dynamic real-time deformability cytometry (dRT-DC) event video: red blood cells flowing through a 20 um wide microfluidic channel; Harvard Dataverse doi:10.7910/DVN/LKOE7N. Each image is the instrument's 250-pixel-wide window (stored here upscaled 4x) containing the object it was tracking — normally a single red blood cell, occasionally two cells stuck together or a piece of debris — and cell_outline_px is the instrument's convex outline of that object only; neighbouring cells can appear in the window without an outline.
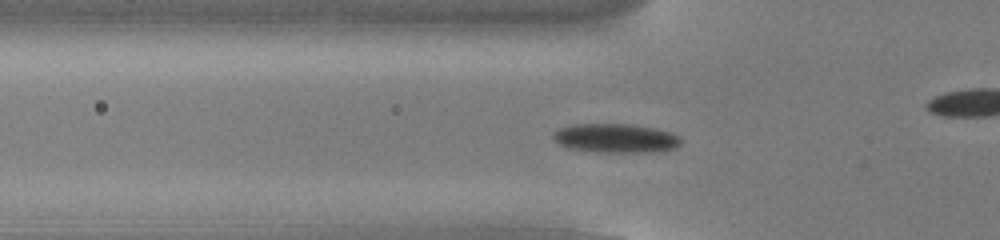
{"species": "common noctule bat (a hibernating species)", "species_latin": "Nyctalus noctula", "temperature_condition": "cold", "stored_images_in_passage": 45, "camera_frame_rate_fps": 3000, "um_per_image_px": 0.085, "animal": {"sex": "male", "body_mass_g": 13.0, "forearm_length_mm": 53.1}, "frame": {"image": 1, "passage_image": 19, "time_ms": 6.0, "image_size_px": [1000, 240], "cell_outline_px": [[680, 144], [676, 148], [652, 152], [596, 152], [568, 148], [560, 144], [552, 136], [552, 132], [560, 128], [572, 124], [628, 124], [656, 128], [672, 132], [680, 136]], "centroid_in_image_um": [52.34, 11.74], "position_along_channel_um": 73.5, "area_um2": 21.73}}
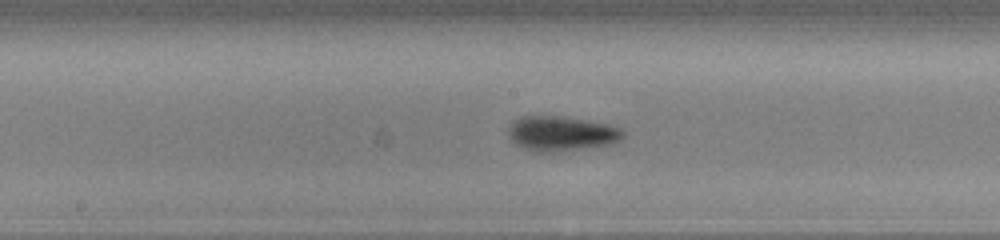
{"frame": {"image": 2, "passage_image": 29, "time_ms": 9.333, "image_size_px": [1000, 240], "cell_outline_px": [[624, 136], [620, 140], [612, 144], [560, 152], [532, 152], [516, 144], [512, 140], [508, 132], [508, 128], [512, 120], [520, 116], [560, 116], [608, 124], [620, 128], [624, 132]], "centroid_in_image_um": [47.69, 11.36], "position_along_channel_um": 200.5, "area_um2": 23.47}}
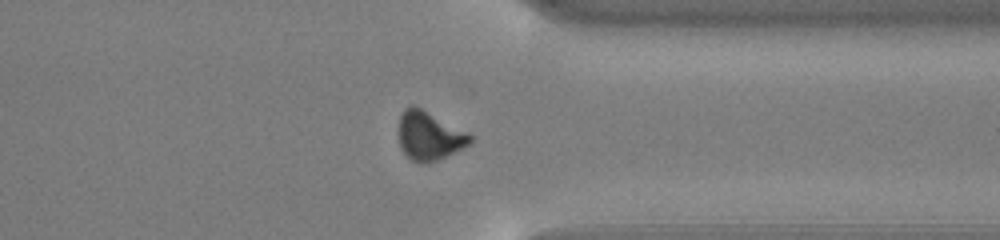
{"frame": {"image": 3, "passage_image": 43, "time_ms": 14.0, "image_size_px": [1000, 240], "cell_outline_px": [[472, 140], [468, 144], [436, 160], [424, 164], [420, 164], [408, 160], [400, 148], [396, 132], [400, 116], [404, 108], [412, 104], [420, 108], [472, 136]], "centroid_in_image_um": [36.35, 11.56], "position_along_channel_um": 375.1, "area_um2": 20.11}}